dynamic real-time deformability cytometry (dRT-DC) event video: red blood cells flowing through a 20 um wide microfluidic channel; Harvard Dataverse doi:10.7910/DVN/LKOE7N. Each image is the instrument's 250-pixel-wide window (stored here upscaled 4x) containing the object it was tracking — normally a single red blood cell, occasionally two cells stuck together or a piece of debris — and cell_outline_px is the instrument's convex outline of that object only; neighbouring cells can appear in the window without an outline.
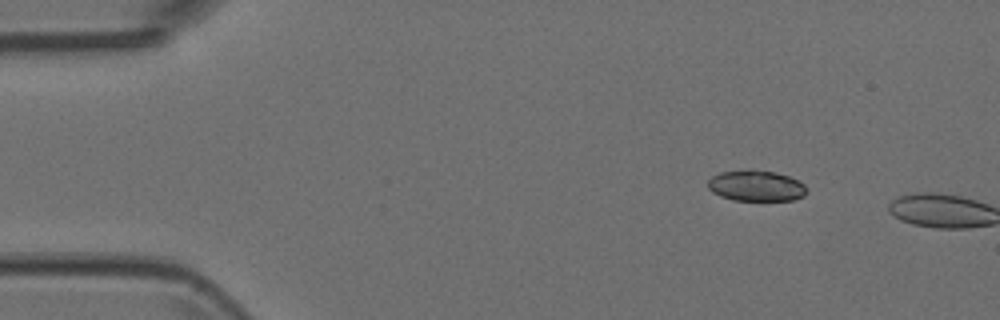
{"species": "Egyptian fruit bat (a non-hibernating species)", "species_latin": "Rousettus aegyptiacus", "temperature_condition": "room temperature", "stored_images_in_passage": 2, "camera_frame_rate_fps": 3000, "um_per_image_px": 0.085, "animal": {"sex": "female"}, "frame": {"image": 1, "passage_image": 1, "time_ms": 0.0, "image_size_px": [1000, 320], "cell_outline_px": [[804, 196], [792, 200], [732, 200], [720, 196], [712, 192], [708, 188], [708, 180], [712, 176], [720, 172], [748, 168], [776, 172], [800, 180], [804, 184]], "centroid_in_image_um": [64.23, 15.77], "position_along_channel_um": 20.8, "area_um2": 17.98}}